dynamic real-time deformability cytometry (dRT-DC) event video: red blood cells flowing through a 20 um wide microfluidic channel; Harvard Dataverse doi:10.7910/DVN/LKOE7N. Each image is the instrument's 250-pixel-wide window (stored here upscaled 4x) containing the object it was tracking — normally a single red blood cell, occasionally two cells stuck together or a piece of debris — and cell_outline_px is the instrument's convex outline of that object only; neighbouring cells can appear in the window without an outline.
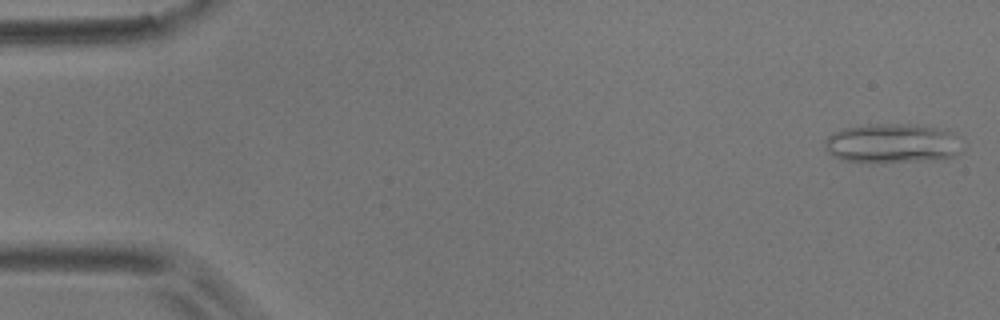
{"species": "common noctule bat (a hibernating species)", "species_latin": "Nyctalus noctula", "temperature_condition": "room temperature", "stored_images_in_passage": 5, "camera_frame_rate_fps": 3000, "um_per_image_px": 0.085, "animal": {"sex": "male", "body_mass_g": 17.9}, "frame": {"image": 1, "passage_image": 1, "time_ms": 0.0, "image_size_px": [1000, 320], "cell_outline_px": [[960, 152], [956, 156], [932, 160], [840, 160], [828, 152], [824, 148], [824, 140], [832, 132], [844, 128], [868, 124], [908, 124], [948, 128], [956, 136]], "centroid_in_image_um": [75.83, 12.14], "position_along_channel_um": 9.2, "area_um2": 31.04}}